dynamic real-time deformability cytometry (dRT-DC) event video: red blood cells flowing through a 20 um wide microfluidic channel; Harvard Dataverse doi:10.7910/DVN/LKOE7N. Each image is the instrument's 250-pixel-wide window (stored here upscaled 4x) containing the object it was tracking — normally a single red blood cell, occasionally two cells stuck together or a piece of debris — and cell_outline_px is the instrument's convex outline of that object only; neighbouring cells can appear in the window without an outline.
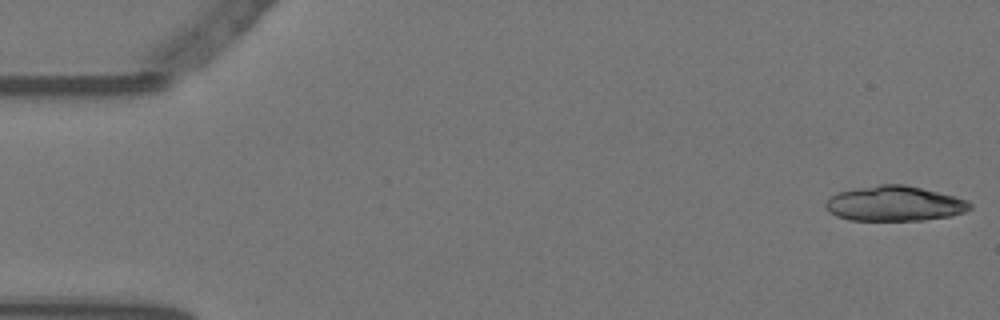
{"species": "Egyptian fruit bat (a non-hibernating species)", "species_latin": "Rousettus aegyptiacus", "temperature_condition": "warm", "stored_images_in_passage": 50, "camera_frame_rate_fps": 3000, "um_per_image_px": 0.085, "animal": {"sex": "female"}, "frame": {"image": 1, "passage_image": 1, "time_ms": 0.0, "image_size_px": [1000, 320], "cell_outline_px": [[972, 208], [964, 212], [948, 216], [924, 220], [848, 220], [836, 216], [828, 212], [824, 208], [824, 204], [836, 192], [856, 188], [880, 184], [904, 184], [956, 196], [968, 200], [972, 204]], "centroid_in_image_um": [76.02, 17.3], "position_along_channel_um": 9.0, "area_um2": 29.65}}
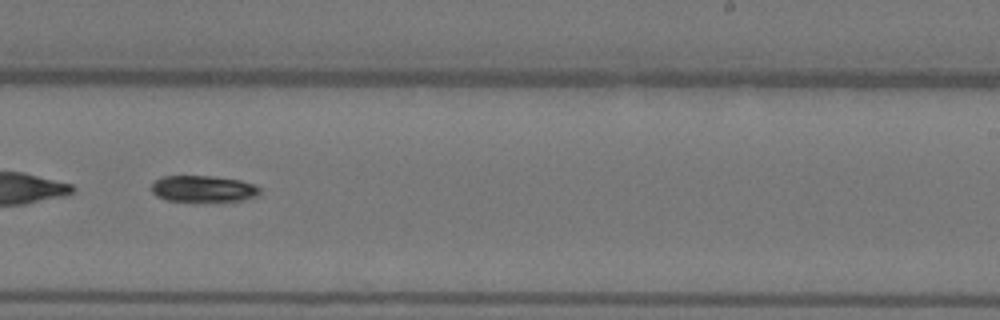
{"frame": {"image": 2, "passage_image": 35, "time_ms": 11.333, "image_size_px": [1000, 320], "cell_outline_px": [[260, 192], [256, 196], [240, 200], [168, 200], [156, 196], [152, 192], [152, 184], [156, 180], [164, 176], [212, 176], [240, 180], [256, 184], [260, 188]], "centroid_in_image_um": [17.29, 16.02], "position_along_channel_um": 271.7, "area_um2": 16.3}}
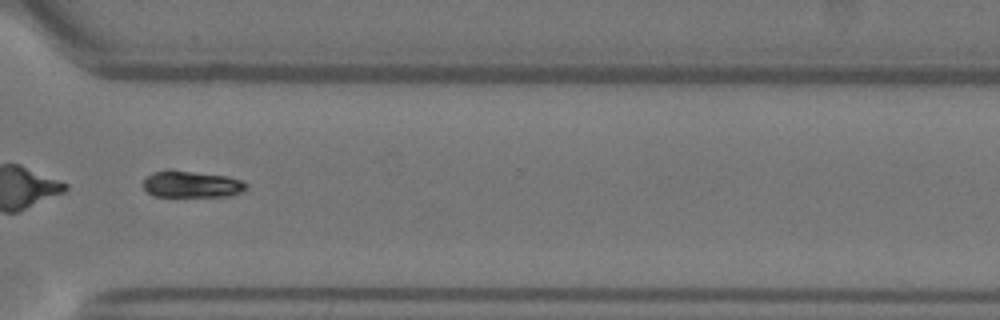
{"frame": {"image": 3, "passage_image": 42, "time_ms": 13.667, "image_size_px": [1000, 320], "cell_outline_px": [[248, 188], [244, 192], [228, 196], [152, 196], [144, 188], [144, 180], [152, 172], [168, 168], [228, 176], [244, 180], [248, 184]], "centroid_in_image_um": [16.33, 15.64], "position_along_channel_um": 354.3, "area_um2": 16.42}}